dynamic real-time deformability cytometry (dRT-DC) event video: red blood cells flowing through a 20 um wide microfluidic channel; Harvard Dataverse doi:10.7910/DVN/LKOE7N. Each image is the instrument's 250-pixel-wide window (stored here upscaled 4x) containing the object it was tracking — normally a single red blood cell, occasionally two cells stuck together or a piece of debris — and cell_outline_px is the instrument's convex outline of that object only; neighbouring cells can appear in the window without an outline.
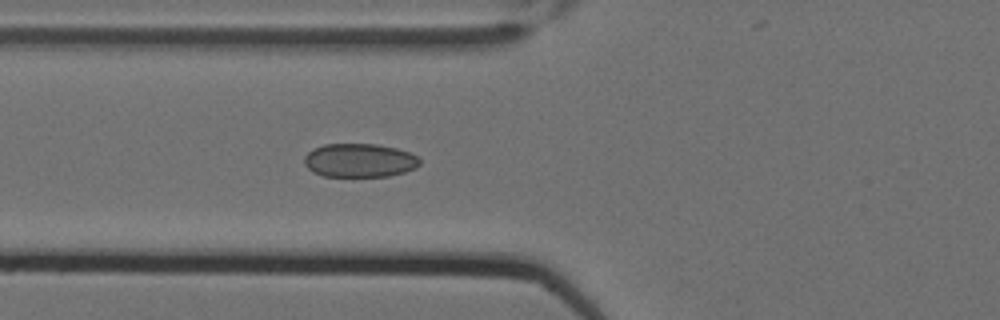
{"species": "Egyptian fruit bat (a non-hibernating species)", "species_latin": "Rousettus aegyptiacus", "temperature_condition": "cold", "stored_images_in_passage": 6, "camera_frame_rate_fps": 3000, "um_per_image_px": 0.085, "animal": {"sex": "female"}, "frame": {"image": 1, "passage_image": 6, "time_ms": 1.667, "image_size_px": [1000, 320], "cell_outline_px": [[420, 164], [416, 168], [404, 172], [388, 176], [324, 176], [312, 172], [304, 164], [304, 156], [308, 152], [324, 144], [376, 144], [396, 148], [408, 152], [416, 156], [420, 160]], "centroid_in_image_um": [30.55, 13.63], "position_along_channel_um": 95.3, "area_um2": 22.6}}